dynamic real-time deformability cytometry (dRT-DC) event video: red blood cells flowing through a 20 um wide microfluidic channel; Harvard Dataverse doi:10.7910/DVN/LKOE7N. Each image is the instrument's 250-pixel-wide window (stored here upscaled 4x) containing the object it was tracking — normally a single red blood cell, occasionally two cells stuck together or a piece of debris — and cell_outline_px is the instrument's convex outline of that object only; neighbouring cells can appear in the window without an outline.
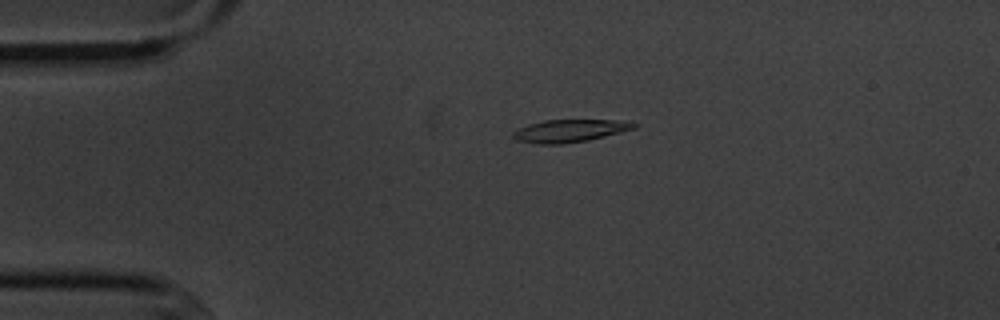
{"species": "common noctule bat (a hibernating species)", "species_latin": "Nyctalus noctula", "temperature_condition": "cold", "stored_images_in_passage": 3, "camera_frame_rate_fps": 3000, "um_per_image_px": 0.085, "animal": {"sex": "male", "body_mass_g": 20.1, "forearm_length_mm": 53.5}, "frame": {"image": 1, "passage_image": 2, "time_ms": 1.0, "image_size_px": [1000, 320], "cell_outline_px": [[640, 124], [636, 128], [588, 140], [560, 144], [540, 144], [516, 140], [512, 136], [512, 132], [528, 124], [544, 120], [620, 120]], "centroid_in_image_um": [48.42, 11.11], "position_along_channel_um": 36.6, "area_um2": 15.84}}